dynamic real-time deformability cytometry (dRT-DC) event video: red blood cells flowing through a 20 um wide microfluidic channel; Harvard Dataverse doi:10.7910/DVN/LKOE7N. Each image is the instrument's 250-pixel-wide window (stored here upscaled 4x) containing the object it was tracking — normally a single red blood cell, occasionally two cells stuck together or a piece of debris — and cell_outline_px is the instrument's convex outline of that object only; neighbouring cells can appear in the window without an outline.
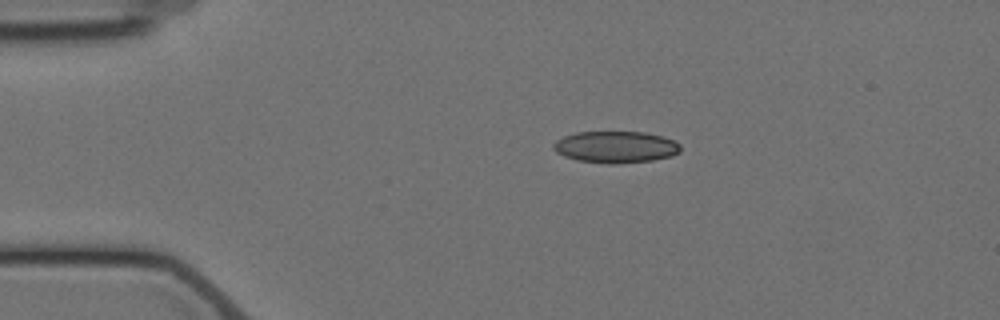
{"species": "Egyptian fruit bat (a non-hibernating species)", "species_latin": "Rousettus aegyptiacus", "temperature_condition": "cold", "stored_images_in_passage": 2, "camera_frame_rate_fps": 3000, "um_per_image_px": 0.085, "animal": {"sex": "female"}, "frame": {"image": 1, "passage_image": 2, "time_ms": 1.333, "image_size_px": [1000, 320], "cell_outline_px": [[680, 152], [672, 156], [652, 160], [616, 164], [608, 164], [576, 160], [564, 156], [556, 152], [552, 148], [552, 144], [556, 140], [564, 136], [576, 132], [644, 132], [664, 136], [680, 144]], "centroid_in_image_um": [52.32, 12.5], "position_along_channel_um": 32.7, "area_um2": 23.64}}